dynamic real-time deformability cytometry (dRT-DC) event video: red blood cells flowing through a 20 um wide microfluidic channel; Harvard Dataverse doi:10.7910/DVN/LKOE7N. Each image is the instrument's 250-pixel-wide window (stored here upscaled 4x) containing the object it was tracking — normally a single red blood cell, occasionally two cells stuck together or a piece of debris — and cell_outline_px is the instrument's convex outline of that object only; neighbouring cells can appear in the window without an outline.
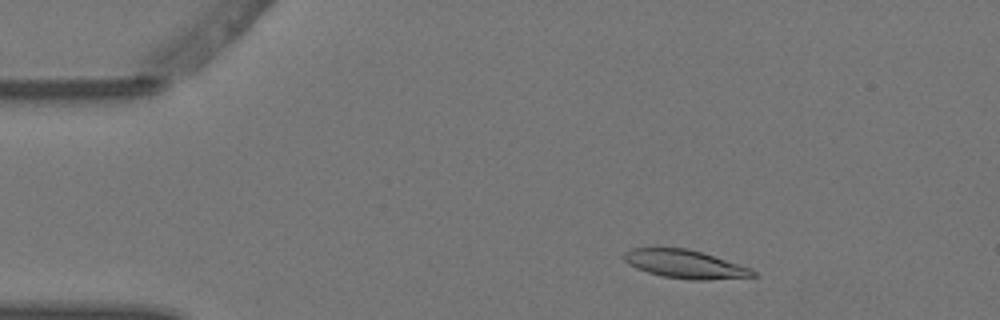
{"species": "Egyptian fruit bat (a non-hibernating species)", "species_latin": "Rousettus aegyptiacus", "temperature_condition": "warm", "stored_images_in_passage": 4, "camera_frame_rate_fps": 3000, "um_per_image_px": 0.085, "animal": {"sex": "female"}, "frame": {"image": 1, "passage_image": 2, "time_ms": 0.333, "image_size_px": [1000, 320], "cell_outline_px": [[756, 276], [704, 280], [692, 280], [664, 276], [648, 272], [636, 268], [628, 264], [624, 260], [624, 252], [632, 248], [688, 248], [752, 268], [756, 272]], "centroid_in_image_um": [58.23, 22.45], "position_along_channel_um": 26.8, "area_um2": 21.1}}